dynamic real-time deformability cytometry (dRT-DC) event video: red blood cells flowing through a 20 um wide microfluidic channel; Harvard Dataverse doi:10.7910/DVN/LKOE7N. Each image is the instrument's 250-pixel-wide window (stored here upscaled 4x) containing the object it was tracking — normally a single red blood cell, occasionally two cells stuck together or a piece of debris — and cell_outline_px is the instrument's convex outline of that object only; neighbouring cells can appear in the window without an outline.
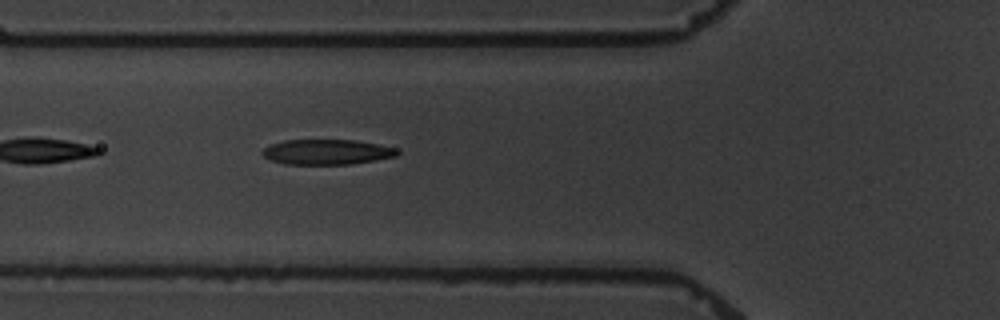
{"species": "common noctule bat (a hibernating species)", "species_latin": "Nyctalus noctula", "temperature_condition": "warm", "stored_images_in_passage": 5, "camera_frame_rate_fps": 3000, "um_per_image_px": 0.085, "animal": {"sex": "male", "body_mass_g": 19.5, "forearm_length_mm": 54.6}, "frame": {"image": 1, "passage_image": 5, "time_ms": 6.0, "image_size_px": [1000, 320], "cell_outline_px": [[400, 152], [396, 156], [348, 164], [284, 164], [268, 160], [260, 152], [268, 144], [284, 140], [356, 140], [396, 148]], "centroid_in_image_um": [27.7, 12.91], "position_along_channel_um": 98.1, "area_um2": 19.77}}